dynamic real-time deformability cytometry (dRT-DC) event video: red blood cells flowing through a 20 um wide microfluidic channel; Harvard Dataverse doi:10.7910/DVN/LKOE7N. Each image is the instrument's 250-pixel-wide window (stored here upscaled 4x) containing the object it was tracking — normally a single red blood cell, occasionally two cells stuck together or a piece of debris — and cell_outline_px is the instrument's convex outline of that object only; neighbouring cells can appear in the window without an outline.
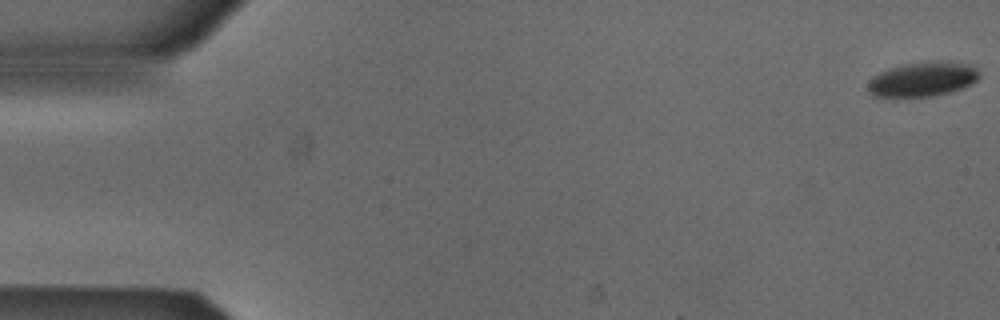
{"species": "Egyptian fruit bat (a non-hibernating species)", "species_latin": "Rousettus aegyptiacus", "temperature_condition": "cold", "stored_images_in_passage": 46, "camera_frame_rate_fps": 3000, "um_per_image_px": 0.085, "animal": {"sex": "male"}, "frame": {"image": 1, "passage_image": 1, "time_ms": 0.0, "image_size_px": [1000, 320], "cell_outline_px": [[980, 76], [972, 84], [948, 92], [932, 96], [872, 96], [868, 92], [868, 80], [872, 76], [888, 68], [904, 64], [940, 60], [948, 60], [968, 64], [980, 72]], "centroid_in_image_um": [78.41, 6.71], "position_along_channel_um": 6.6, "area_um2": 22.43}}
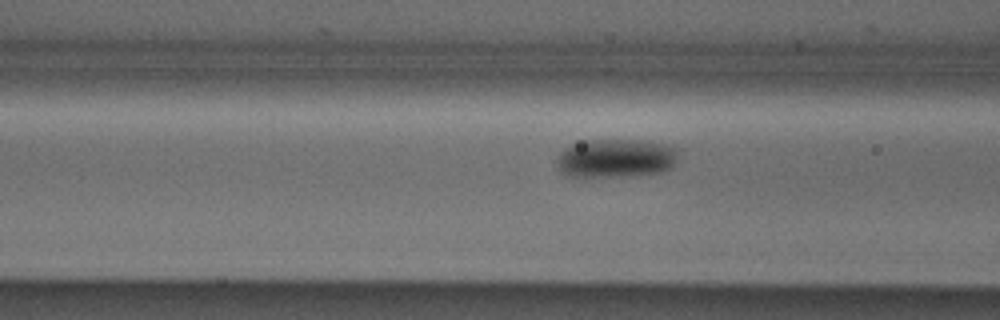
{"frame": {"image": 2, "passage_image": 21, "time_ms": 6.667, "image_size_px": [1000, 320], "cell_outline_px": [[676, 160], [672, 168], [664, 172], [636, 176], [568, 176], [560, 172], [556, 164], [556, 160], [560, 152], [564, 148], [580, 140], [644, 140], [668, 144], [676, 148]], "centroid_in_image_um": [52.34, 13.45], "position_along_channel_um": 114.3, "area_um2": 27.86}}
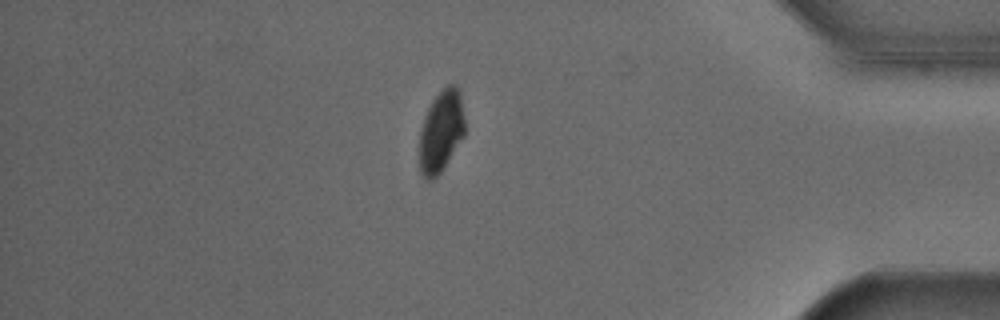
{"frame": {"image": 3, "passage_image": 46, "time_ms": 15.0, "image_size_px": [1000, 320], "cell_outline_px": [[464, 136], [440, 172], [432, 180], [428, 180], [420, 172], [420, 132], [424, 116], [432, 100], [448, 84], [456, 84], [460, 96], [464, 120]], "centroid_in_image_um": [37.48, 11.15], "position_along_channel_um": 397.7, "area_um2": 21.21}, "authors_computed_cell_mechanics": {"area_um2": 25.8944, "velocity_mm_per_s": 3.8499, "shape_relaxation_time_tau1_ms": 2.6719, "shape_relaxation_time_tau2_ms": null, "deformation_change_tau1": 0.0843, "deformation_change_tau2": null}}